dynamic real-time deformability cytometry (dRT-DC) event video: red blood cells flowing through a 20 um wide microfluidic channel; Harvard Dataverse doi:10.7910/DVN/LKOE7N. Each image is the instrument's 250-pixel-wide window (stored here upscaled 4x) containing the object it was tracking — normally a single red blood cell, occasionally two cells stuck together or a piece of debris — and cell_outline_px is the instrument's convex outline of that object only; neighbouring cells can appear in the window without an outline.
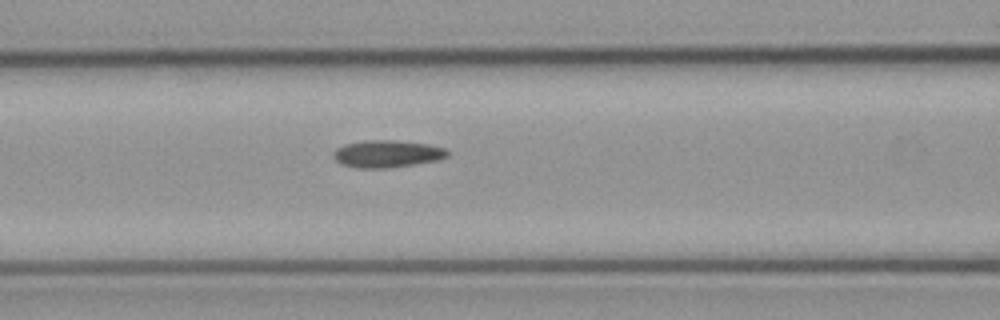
{"species": "common noctule bat (a hibernating species)", "species_latin": "Nyctalus noctula", "temperature_condition": "cold", "stored_images_in_passage": 7, "segment_of_instrument_passage": [1, 2], "camera_frame_rate_fps": 3000, "um_per_image_px": 0.085, "animal": {"sex": "male", "body_mass_g": 23.1, "forearm_length_mm": 52.7}, "frame": {"image": 1, "passage_image": 6, "time_ms": 6.667, "image_size_px": [1000, 320], "cell_outline_px": [[448, 156], [440, 160], [388, 168], [360, 168], [340, 164], [332, 156], [332, 152], [336, 148], [344, 144], [364, 140], [392, 140], [428, 144], [444, 148], [448, 152]], "centroid_in_image_um": [32.87, 13.07], "position_along_channel_um": 133.7, "area_um2": 18.21}}